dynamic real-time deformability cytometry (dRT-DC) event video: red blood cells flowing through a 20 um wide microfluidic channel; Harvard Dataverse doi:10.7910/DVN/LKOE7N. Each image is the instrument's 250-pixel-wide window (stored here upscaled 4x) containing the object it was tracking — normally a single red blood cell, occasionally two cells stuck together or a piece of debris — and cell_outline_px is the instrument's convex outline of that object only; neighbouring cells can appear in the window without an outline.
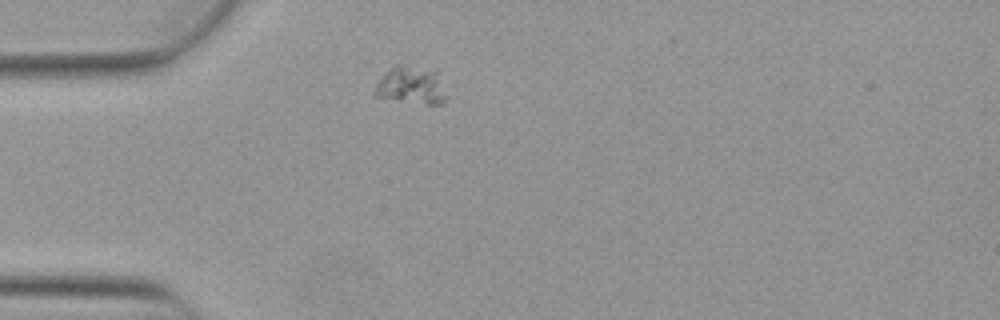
{"species": "Egyptian fruit bat (a non-hibernating species)", "species_latin": "Rousettus aegyptiacus", "temperature_condition": "warm", "stored_images_in_passage": 1, "camera_frame_rate_fps": 3000, "um_per_image_px": 0.085, "animal": {"sex": "female"}, "frame": {"image": 1, "passage_image": 1, "time_ms": 0.0, "image_size_px": [1000, 320], "cell_outline_px": [[444, 104], [428, 104], [372, 96], [372, 92], [376, 84], [396, 64], [400, 64], [436, 72], [444, 96]], "centroid_in_image_um": [34.87, 7.28], "position_along_channel_um": 50.1, "area_um2": 14.85}}